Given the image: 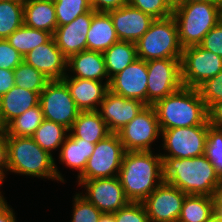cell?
Listing matches in <instances>:
<instances>
[{
    "mask_svg": "<svg viewBox=\"0 0 222 222\" xmlns=\"http://www.w3.org/2000/svg\"><path fill=\"white\" fill-rule=\"evenodd\" d=\"M24 24L54 34L57 20L53 1L24 0Z\"/></svg>",
    "mask_w": 222,
    "mask_h": 222,
    "instance_id": "obj_24",
    "label": "cell"
},
{
    "mask_svg": "<svg viewBox=\"0 0 222 222\" xmlns=\"http://www.w3.org/2000/svg\"><path fill=\"white\" fill-rule=\"evenodd\" d=\"M62 81L80 111H97L109 91V82L80 78H63Z\"/></svg>",
    "mask_w": 222,
    "mask_h": 222,
    "instance_id": "obj_20",
    "label": "cell"
},
{
    "mask_svg": "<svg viewBox=\"0 0 222 222\" xmlns=\"http://www.w3.org/2000/svg\"><path fill=\"white\" fill-rule=\"evenodd\" d=\"M135 44L137 57L144 61L182 57L183 47L179 41L178 27L173 16L155 19Z\"/></svg>",
    "mask_w": 222,
    "mask_h": 222,
    "instance_id": "obj_6",
    "label": "cell"
},
{
    "mask_svg": "<svg viewBox=\"0 0 222 222\" xmlns=\"http://www.w3.org/2000/svg\"><path fill=\"white\" fill-rule=\"evenodd\" d=\"M0 186H1V183H0ZM3 195H2V192L0 191V198L2 197Z\"/></svg>",
    "mask_w": 222,
    "mask_h": 222,
    "instance_id": "obj_54",
    "label": "cell"
},
{
    "mask_svg": "<svg viewBox=\"0 0 222 222\" xmlns=\"http://www.w3.org/2000/svg\"><path fill=\"white\" fill-rule=\"evenodd\" d=\"M125 151H152V143L161 136L153 106L146 105L136 117L118 132Z\"/></svg>",
    "mask_w": 222,
    "mask_h": 222,
    "instance_id": "obj_12",
    "label": "cell"
},
{
    "mask_svg": "<svg viewBox=\"0 0 222 222\" xmlns=\"http://www.w3.org/2000/svg\"><path fill=\"white\" fill-rule=\"evenodd\" d=\"M207 120L203 125L179 127L161 131L163 150L161 157L193 158L205 154L208 127Z\"/></svg>",
    "mask_w": 222,
    "mask_h": 222,
    "instance_id": "obj_8",
    "label": "cell"
},
{
    "mask_svg": "<svg viewBox=\"0 0 222 222\" xmlns=\"http://www.w3.org/2000/svg\"><path fill=\"white\" fill-rule=\"evenodd\" d=\"M187 194L163 181L142 203L149 222H177Z\"/></svg>",
    "mask_w": 222,
    "mask_h": 222,
    "instance_id": "obj_14",
    "label": "cell"
},
{
    "mask_svg": "<svg viewBox=\"0 0 222 222\" xmlns=\"http://www.w3.org/2000/svg\"><path fill=\"white\" fill-rule=\"evenodd\" d=\"M73 198L74 203L70 222H98L100 220L103 213L81 193H76Z\"/></svg>",
    "mask_w": 222,
    "mask_h": 222,
    "instance_id": "obj_36",
    "label": "cell"
},
{
    "mask_svg": "<svg viewBox=\"0 0 222 222\" xmlns=\"http://www.w3.org/2000/svg\"><path fill=\"white\" fill-rule=\"evenodd\" d=\"M15 85L33 92H42L50 81L34 67L20 63L14 70Z\"/></svg>",
    "mask_w": 222,
    "mask_h": 222,
    "instance_id": "obj_33",
    "label": "cell"
},
{
    "mask_svg": "<svg viewBox=\"0 0 222 222\" xmlns=\"http://www.w3.org/2000/svg\"><path fill=\"white\" fill-rule=\"evenodd\" d=\"M112 214L116 222H149L142 202H129L125 207Z\"/></svg>",
    "mask_w": 222,
    "mask_h": 222,
    "instance_id": "obj_39",
    "label": "cell"
},
{
    "mask_svg": "<svg viewBox=\"0 0 222 222\" xmlns=\"http://www.w3.org/2000/svg\"><path fill=\"white\" fill-rule=\"evenodd\" d=\"M148 72L146 61L136 59L123 71L110 78L109 91L125 97L136 99L147 105Z\"/></svg>",
    "mask_w": 222,
    "mask_h": 222,
    "instance_id": "obj_15",
    "label": "cell"
},
{
    "mask_svg": "<svg viewBox=\"0 0 222 222\" xmlns=\"http://www.w3.org/2000/svg\"><path fill=\"white\" fill-rule=\"evenodd\" d=\"M163 180L187 195L212 197L220 179L205 155L193 158L162 157Z\"/></svg>",
    "mask_w": 222,
    "mask_h": 222,
    "instance_id": "obj_2",
    "label": "cell"
},
{
    "mask_svg": "<svg viewBox=\"0 0 222 222\" xmlns=\"http://www.w3.org/2000/svg\"><path fill=\"white\" fill-rule=\"evenodd\" d=\"M23 58L6 39H0V69L14 70L23 62Z\"/></svg>",
    "mask_w": 222,
    "mask_h": 222,
    "instance_id": "obj_40",
    "label": "cell"
},
{
    "mask_svg": "<svg viewBox=\"0 0 222 222\" xmlns=\"http://www.w3.org/2000/svg\"><path fill=\"white\" fill-rule=\"evenodd\" d=\"M8 147V172L64 182L56 160L33 137L5 136Z\"/></svg>",
    "mask_w": 222,
    "mask_h": 222,
    "instance_id": "obj_4",
    "label": "cell"
},
{
    "mask_svg": "<svg viewBox=\"0 0 222 222\" xmlns=\"http://www.w3.org/2000/svg\"><path fill=\"white\" fill-rule=\"evenodd\" d=\"M7 200L0 198V222H17L14 210L7 204Z\"/></svg>",
    "mask_w": 222,
    "mask_h": 222,
    "instance_id": "obj_46",
    "label": "cell"
},
{
    "mask_svg": "<svg viewBox=\"0 0 222 222\" xmlns=\"http://www.w3.org/2000/svg\"><path fill=\"white\" fill-rule=\"evenodd\" d=\"M44 120L40 104L36 105L11 120L5 126L4 136L32 137Z\"/></svg>",
    "mask_w": 222,
    "mask_h": 222,
    "instance_id": "obj_30",
    "label": "cell"
},
{
    "mask_svg": "<svg viewBox=\"0 0 222 222\" xmlns=\"http://www.w3.org/2000/svg\"><path fill=\"white\" fill-rule=\"evenodd\" d=\"M90 3L95 12H108L129 4V0H92Z\"/></svg>",
    "mask_w": 222,
    "mask_h": 222,
    "instance_id": "obj_42",
    "label": "cell"
},
{
    "mask_svg": "<svg viewBox=\"0 0 222 222\" xmlns=\"http://www.w3.org/2000/svg\"><path fill=\"white\" fill-rule=\"evenodd\" d=\"M8 171V147L6 137L0 140V183L3 184Z\"/></svg>",
    "mask_w": 222,
    "mask_h": 222,
    "instance_id": "obj_45",
    "label": "cell"
},
{
    "mask_svg": "<svg viewBox=\"0 0 222 222\" xmlns=\"http://www.w3.org/2000/svg\"><path fill=\"white\" fill-rule=\"evenodd\" d=\"M53 34L31 28L23 24L15 30L6 40L23 57L39 45L47 43Z\"/></svg>",
    "mask_w": 222,
    "mask_h": 222,
    "instance_id": "obj_29",
    "label": "cell"
},
{
    "mask_svg": "<svg viewBox=\"0 0 222 222\" xmlns=\"http://www.w3.org/2000/svg\"><path fill=\"white\" fill-rule=\"evenodd\" d=\"M206 222H222V214L214 212Z\"/></svg>",
    "mask_w": 222,
    "mask_h": 222,
    "instance_id": "obj_50",
    "label": "cell"
},
{
    "mask_svg": "<svg viewBox=\"0 0 222 222\" xmlns=\"http://www.w3.org/2000/svg\"><path fill=\"white\" fill-rule=\"evenodd\" d=\"M78 186L84 187L86 193H81L90 203L103 214L117 212L130 201L126 198L118 176L111 178H96L78 180Z\"/></svg>",
    "mask_w": 222,
    "mask_h": 222,
    "instance_id": "obj_13",
    "label": "cell"
},
{
    "mask_svg": "<svg viewBox=\"0 0 222 222\" xmlns=\"http://www.w3.org/2000/svg\"><path fill=\"white\" fill-rule=\"evenodd\" d=\"M166 1L173 9L177 6V0H164Z\"/></svg>",
    "mask_w": 222,
    "mask_h": 222,
    "instance_id": "obj_52",
    "label": "cell"
},
{
    "mask_svg": "<svg viewBox=\"0 0 222 222\" xmlns=\"http://www.w3.org/2000/svg\"><path fill=\"white\" fill-rule=\"evenodd\" d=\"M103 55L109 79L138 59L136 44L130 41H118L114 43L103 52Z\"/></svg>",
    "mask_w": 222,
    "mask_h": 222,
    "instance_id": "obj_27",
    "label": "cell"
},
{
    "mask_svg": "<svg viewBox=\"0 0 222 222\" xmlns=\"http://www.w3.org/2000/svg\"><path fill=\"white\" fill-rule=\"evenodd\" d=\"M208 121L210 126L222 129V102L213 104L208 109Z\"/></svg>",
    "mask_w": 222,
    "mask_h": 222,
    "instance_id": "obj_44",
    "label": "cell"
},
{
    "mask_svg": "<svg viewBox=\"0 0 222 222\" xmlns=\"http://www.w3.org/2000/svg\"><path fill=\"white\" fill-rule=\"evenodd\" d=\"M40 93L14 85L6 94L0 97L2 124L6 126L11 120L23 114L29 108L39 105Z\"/></svg>",
    "mask_w": 222,
    "mask_h": 222,
    "instance_id": "obj_22",
    "label": "cell"
},
{
    "mask_svg": "<svg viewBox=\"0 0 222 222\" xmlns=\"http://www.w3.org/2000/svg\"><path fill=\"white\" fill-rule=\"evenodd\" d=\"M95 148V144L71 135L65 138L59 150V161L65 166L78 171V177L84 172L87 161Z\"/></svg>",
    "mask_w": 222,
    "mask_h": 222,
    "instance_id": "obj_26",
    "label": "cell"
},
{
    "mask_svg": "<svg viewBox=\"0 0 222 222\" xmlns=\"http://www.w3.org/2000/svg\"><path fill=\"white\" fill-rule=\"evenodd\" d=\"M67 71L73 74H67L64 78H80L101 82L106 78L105 82L110 81L105 69L104 55L101 52L83 50L72 55L67 62Z\"/></svg>",
    "mask_w": 222,
    "mask_h": 222,
    "instance_id": "obj_21",
    "label": "cell"
},
{
    "mask_svg": "<svg viewBox=\"0 0 222 222\" xmlns=\"http://www.w3.org/2000/svg\"><path fill=\"white\" fill-rule=\"evenodd\" d=\"M24 24V1L0 2V39H7Z\"/></svg>",
    "mask_w": 222,
    "mask_h": 222,
    "instance_id": "obj_32",
    "label": "cell"
},
{
    "mask_svg": "<svg viewBox=\"0 0 222 222\" xmlns=\"http://www.w3.org/2000/svg\"><path fill=\"white\" fill-rule=\"evenodd\" d=\"M23 61L41 72L48 80H62L67 75L68 59L57 47L52 37L28 52Z\"/></svg>",
    "mask_w": 222,
    "mask_h": 222,
    "instance_id": "obj_16",
    "label": "cell"
},
{
    "mask_svg": "<svg viewBox=\"0 0 222 222\" xmlns=\"http://www.w3.org/2000/svg\"><path fill=\"white\" fill-rule=\"evenodd\" d=\"M39 104L45 120L58 123L68 130L72 128L80 113L62 80H52L46 84L40 93Z\"/></svg>",
    "mask_w": 222,
    "mask_h": 222,
    "instance_id": "obj_9",
    "label": "cell"
},
{
    "mask_svg": "<svg viewBox=\"0 0 222 222\" xmlns=\"http://www.w3.org/2000/svg\"><path fill=\"white\" fill-rule=\"evenodd\" d=\"M94 13L95 11L92 9L78 16L71 23L57 26L53 38L57 47L67 59L83 50H87V33Z\"/></svg>",
    "mask_w": 222,
    "mask_h": 222,
    "instance_id": "obj_19",
    "label": "cell"
},
{
    "mask_svg": "<svg viewBox=\"0 0 222 222\" xmlns=\"http://www.w3.org/2000/svg\"><path fill=\"white\" fill-rule=\"evenodd\" d=\"M126 153L118 133H111L95 144V148L84 172L77 180L111 178L118 176L124 154Z\"/></svg>",
    "mask_w": 222,
    "mask_h": 222,
    "instance_id": "obj_7",
    "label": "cell"
},
{
    "mask_svg": "<svg viewBox=\"0 0 222 222\" xmlns=\"http://www.w3.org/2000/svg\"><path fill=\"white\" fill-rule=\"evenodd\" d=\"M57 26L71 23L78 16L92 10L89 0H55Z\"/></svg>",
    "mask_w": 222,
    "mask_h": 222,
    "instance_id": "obj_34",
    "label": "cell"
},
{
    "mask_svg": "<svg viewBox=\"0 0 222 222\" xmlns=\"http://www.w3.org/2000/svg\"><path fill=\"white\" fill-rule=\"evenodd\" d=\"M190 2H222V0H177V6Z\"/></svg>",
    "mask_w": 222,
    "mask_h": 222,
    "instance_id": "obj_49",
    "label": "cell"
},
{
    "mask_svg": "<svg viewBox=\"0 0 222 222\" xmlns=\"http://www.w3.org/2000/svg\"><path fill=\"white\" fill-rule=\"evenodd\" d=\"M214 212L222 214V176L218 181L217 186L212 195Z\"/></svg>",
    "mask_w": 222,
    "mask_h": 222,
    "instance_id": "obj_47",
    "label": "cell"
},
{
    "mask_svg": "<svg viewBox=\"0 0 222 222\" xmlns=\"http://www.w3.org/2000/svg\"><path fill=\"white\" fill-rule=\"evenodd\" d=\"M146 65L148 72L147 105L153 106L183 86L181 59H152L146 61Z\"/></svg>",
    "mask_w": 222,
    "mask_h": 222,
    "instance_id": "obj_11",
    "label": "cell"
},
{
    "mask_svg": "<svg viewBox=\"0 0 222 222\" xmlns=\"http://www.w3.org/2000/svg\"><path fill=\"white\" fill-rule=\"evenodd\" d=\"M120 41L108 12H95L87 33V50L103 53Z\"/></svg>",
    "mask_w": 222,
    "mask_h": 222,
    "instance_id": "obj_23",
    "label": "cell"
},
{
    "mask_svg": "<svg viewBox=\"0 0 222 222\" xmlns=\"http://www.w3.org/2000/svg\"><path fill=\"white\" fill-rule=\"evenodd\" d=\"M146 106L136 99H127L110 91L105 94L98 112L112 133H117Z\"/></svg>",
    "mask_w": 222,
    "mask_h": 222,
    "instance_id": "obj_17",
    "label": "cell"
},
{
    "mask_svg": "<svg viewBox=\"0 0 222 222\" xmlns=\"http://www.w3.org/2000/svg\"><path fill=\"white\" fill-rule=\"evenodd\" d=\"M153 151H127L118 178L130 202H143L164 180L162 157Z\"/></svg>",
    "mask_w": 222,
    "mask_h": 222,
    "instance_id": "obj_1",
    "label": "cell"
},
{
    "mask_svg": "<svg viewBox=\"0 0 222 222\" xmlns=\"http://www.w3.org/2000/svg\"><path fill=\"white\" fill-rule=\"evenodd\" d=\"M220 71H222V57L205 50L200 45L183 48L181 57L183 86L197 88Z\"/></svg>",
    "mask_w": 222,
    "mask_h": 222,
    "instance_id": "obj_10",
    "label": "cell"
},
{
    "mask_svg": "<svg viewBox=\"0 0 222 222\" xmlns=\"http://www.w3.org/2000/svg\"><path fill=\"white\" fill-rule=\"evenodd\" d=\"M69 130L64 126L44 120L36 129L32 136L34 141L40 147L53 156V150L61 148L65 138L68 136Z\"/></svg>",
    "mask_w": 222,
    "mask_h": 222,
    "instance_id": "obj_31",
    "label": "cell"
},
{
    "mask_svg": "<svg viewBox=\"0 0 222 222\" xmlns=\"http://www.w3.org/2000/svg\"><path fill=\"white\" fill-rule=\"evenodd\" d=\"M197 90L207 109L213 104L222 102V71L216 76L205 80Z\"/></svg>",
    "mask_w": 222,
    "mask_h": 222,
    "instance_id": "obj_37",
    "label": "cell"
},
{
    "mask_svg": "<svg viewBox=\"0 0 222 222\" xmlns=\"http://www.w3.org/2000/svg\"><path fill=\"white\" fill-rule=\"evenodd\" d=\"M15 85L13 70L0 69V97Z\"/></svg>",
    "mask_w": 222,
    "mask_h": 222,
    "instance_id": "obj_43",
    "label": "cell"
},
{
    "mask_svg": "<svg viewBox=\"0 0 222 222\" xmlns=\"http://www.w3.org/2000/svg\"><path fill=\"white\" fill-rule=\"evenodd\" d=\"M204 155L211 161L219 177L222 176V129L208 127Z\"/></svg>",
    "mask_w": 222,
    "mask_h": 222,
    "instance_id": "obj_35",
    "label": "cell"
},
{
    "mask_svg": "<svg viewBox=\"0 0 222 222\" xmlns=\"http://www.w3.org/2000/svg\"><path fill=\"white\" fill-rule=\"evenodd\" d=\"M1 1H24V0H0Z\"/></svg>",
    "mask_w": 222,
    "mask_h": 222,
    "instance_id": "obj_53",
    "label": "cell"
},
{
    "mask_svg": "<svg viewBox=\"0 0 222 222\" xmlns=\"http://www.w3.org/2000/svg\"><path fill=\"white\" fill-rule=\"evenodd\" d=\"M98 222H116V221L113 214L105 213L101 216Z\"/></svg>",
    "mask_w": 222,
    "mask_h": 222,
    "instance_id": "obj_48",
    "label": "cell"
},
{
    "mask_svg": "<svg viewBox=\"0 0 222 222\" xmlns=\"http://www.w3.org/2000/svg\"><path fill=\"white\" fill-rule=\"evenodd\" d=\"M129 4L154 19L167 18L173 13V8L164 0H129Z\"/></svg>",
    "mask_w": 222,
    "mask_h": 222,
    "instance_id": "obj_38",
    "label": "cell"
},
{
    "mask_svg": "<svg viewBox=\"0 0 222 222\" xmlns=\"http://www.w3.org/2000/svg\"><path fill=\"white\" fill-rule=\"evenodd\" d=\"M183 48L199 45L204 36L222 20V2H190L173 9Z\"/></svg>",
    "mask_w": 222,
    "mask_h": 222,
    "instance_id": "obj_5",
    "label": "cell"
},
{
    "mask_svg": "<svg viewBox=\"0 0 222 222\" xmlns=\"http://www.w3.org/2000/svg\"><path fill=\"white\" fill-rule=\"evenodd\" d=\"M120 41L136 43L155 20L130 4L108 11Z\"/></svg>",
    "mask_w": 222,
    "mask_h": 222,
    "instance_id": "obj_18",
    "label": "cell"
},
{
    "mask_svg": "<svg viewBox=\"0 0 222 222\" xmlns=\"http://www.w3.org/2000/svg\"><path fill=\"white\" fill-rule=\"evenodd\" d=\"M5 135V126L0 123V140L4 137Z\"/></svg>",
    "mask_w": 222,
    "mask_h": 222,
    "instance_id": "obj_51",
    "label": "cell"
},
{
    "mask_svg": "<svg viewBox=\"0 0 222 222\" xmlns=\"http://www.w3.org/2000/svg\"><path fill=\"white\" fill-rule=\"evenodd\" d=\"M111 133L98 111H80L68 134L96 144Z\"/></svg>",
    "mask_w": 222,
    "mask_h": 222,
    "instance_id": "obj_25",
    "label": "cell"
},
{
    "mask_svg": "<svg viewBox=\"0 0 222 222\" xmlns=\"http://www.w3.org/2000/svg\"><path fill=\"white\" fill-rule=\"evenodd\" d=\"M213 213L212 197L206 195H186L177 222H206Z\"/></svg>",
    "mask_w": 222,
    "mask_h": 222,
    "instance_id": "obj_28",
    "label": "cell"
},
{
    "mask_svg": "<svg viewBox=\"0 0 222 222\" xmlns=\"http://www.w3.org/2000/svg\"><path fill=\"white\" fill-rule=\"evenodd\" d=\"M199 45L222 57V20L204 36Z\"/></svg>",
    "mask_w": 222,
    "mask_h": 222,
    "instance_id": "obj_41",
    "label": "cell"
},
{
    "mask_svg": "<svg viewBox=\"0 0 222 222\" xmlns=\"http://www.w3.org/2000/svg\"><path fill=\"white\" fill-rule=\"evenodd\" d=\"M161 131L203 125L208 109L197 88L182 86L153 105Z\"/></svg>",
    "mask_w": 222,
    "mask_h": 222,
    "instance_id": "obj_3",
    "label": "cell"
}]
</instances>
